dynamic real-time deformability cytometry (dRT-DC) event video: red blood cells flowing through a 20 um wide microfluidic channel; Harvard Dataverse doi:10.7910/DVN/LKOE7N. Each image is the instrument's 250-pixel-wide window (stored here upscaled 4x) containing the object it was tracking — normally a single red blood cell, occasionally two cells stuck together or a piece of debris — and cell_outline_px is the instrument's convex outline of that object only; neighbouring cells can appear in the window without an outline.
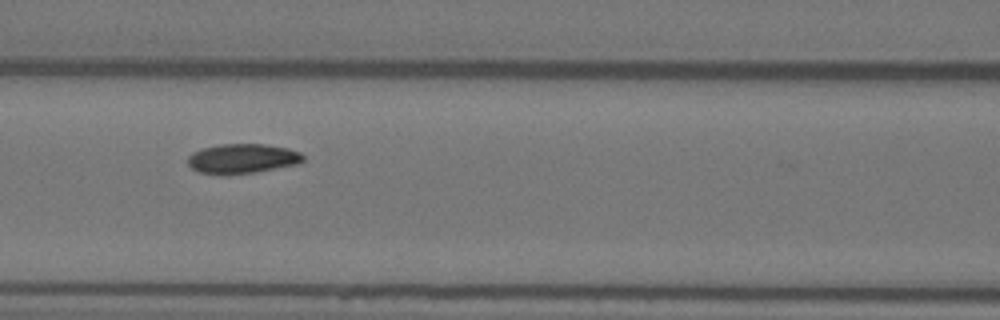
{"species": "Egyptian fruit bat (a non-hibernating species)", "species_latin": "Rousettus aegyptiacus", "temperature_condition": "warm", "stored_images_in_passage": 11, "segment_of_instrument_passage": [1, 2], "camera_frame_rate_fps": 3000, "um_per_image_px": 0.085, "animal": {"sex": "female"}, "frame": {"image": 1, "passage_image": 7, "time_ms": 2.0, "image_size_px": [1000, 320], "cell_outline_px": [[304, 160], [300, 164], [256, 172], [228, 176], [224, 176], [200, 172], [192, 168], [188, 164], [188, 156], [192, 152], [200, 148], [220, 144], [264, 144], [288, 148], [300, 152], [304, 156]], "centroid_in_image_um": [20.6, 13.5], "position_along_channel_um": 146.0, "area_um2": 20.4}}
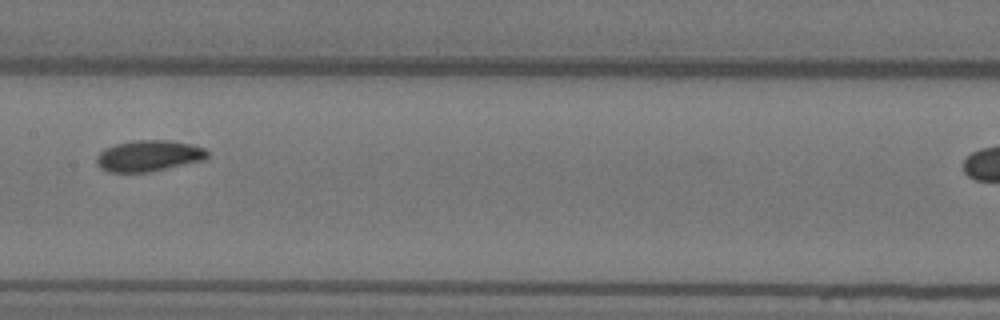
{"frame": {"image": 2, "passage_image": 8, "time_ms": 2.333, "image_size_px": [1000, 320], "cell_outline_px": [[208, 156], [204, 160], [148, 172], [108, 172], [100, 168], [96, 164], [96, 156], [104, 148], [116, 144], [132, 140], [172, 140], [204, 148], [208, 152]], "centroid_in_image_um": [12.6, 13.24], "position_along_channel_um": 194.8, "area_um2": 20.11}}
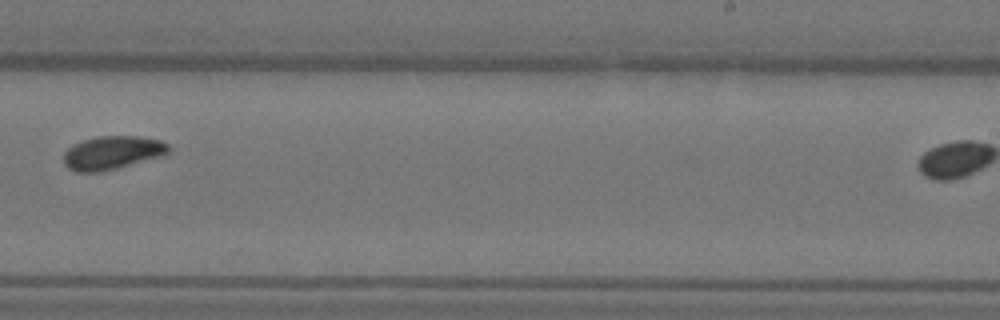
{"frame": {"image": 3, "passage_image": 10, "time_ms": 3.0, "image_size_px": [1000, 320], "cell_outline_px": [[172, 148], [164, 156], [104, 172], [76, 172], [68, 168], [64, 164], [64, 152], [72, 144], [96, 136], [140, 136], [160, 140], [168, 144]], "centroid_in_image_um": [9.57, 12.99], "position_along_channel_um": 279.4, "area_um2": 20.87}}